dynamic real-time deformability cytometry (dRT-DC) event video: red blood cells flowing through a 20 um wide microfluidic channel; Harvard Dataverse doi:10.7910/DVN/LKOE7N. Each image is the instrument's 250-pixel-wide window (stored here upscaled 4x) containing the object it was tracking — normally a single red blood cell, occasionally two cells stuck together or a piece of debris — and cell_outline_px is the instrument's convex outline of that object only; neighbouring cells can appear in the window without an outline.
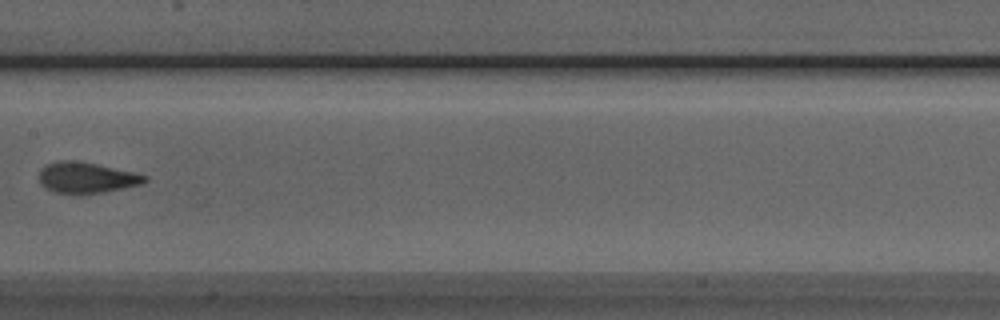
{"species": "Egyptian fruit bat (a non-hibernating species)", "species_latin": "Rousettus aegyptiacus", "temperature_condition": "room temperature", "stored_images_in_passage": 8, "camera_frame_rate_fps": 3000, "um_per_image_px": 0.085, "animal": {"sex": "male"}, "frame": {"image": 1, "passage_image": 8, "time_ms": 2.333, "image_size_px": [1000, 320], "cell_outline_px": [[148, 180], [144, 184], [104, 192], [80, 196], [56, 192], [48, 188], [40, 180], [40, 172], [48, 164], [60, 160], [68, 160], [96, 164], [132, 172], [148, 176]], "centroid_in_image_um": [7.41, 15.14], "position_along_channel_um": 200.0, "area_um2": 18.9}}